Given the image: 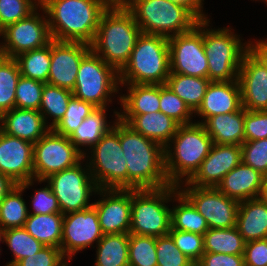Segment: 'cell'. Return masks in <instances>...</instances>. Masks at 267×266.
Segmentation results:
<instances>
[{"mask_svg": "<svg viewBox=\"0 0 267 266\" xmlns=\"http://www.w3.org/2000/svg\"><path fill=\"white\" fill-rule=\"evenodd\" d=\"M45 9L51 38L91 45L107 0H40Z\"/></svg>", "mask_w": 267, "mask_h": 266, "instance_id": "6da1fadb", "label": "cell"}, {"mask_svg": "<svg viewBox=\"0 0 267 266\" xmlns=\"http://www.w3.org/2000/svg\"><path fill=\"white\" fill-rule=\"evenodd\" d=\"M120 144L126 158L127 189H158L171 185L165 173L164 147L120 120Z\"/></svg>", "mask_w": 267, "mask_h": 266, "instance_id": "7a4b0ae2", "label": "cell"}, {"mask_svg": "<svg viewBox=\"0 0 267 266\" xmlns=\"http://www.w3.org/2000/svg\"><path fill=\"white\" fill-rule=\"evenodd\" d=\"M141 33L133 14L123 4H110L100 17L91 49L120 72Z\"/></svg>", "mask_w": 267, "mask_h": 266, "instance_id": "3957f363", "label": "cell"}, {"mask_svg": "<svg viewBox=\"0 0 267 266\" xmlns=\"http://www.w3.org/2000/svg\"><path fill=\"white\" fill-rule=\"evenodd\" d=\"M170 142L164 147L165 173L170 184L183 185L200 168L213 141L204 125L195 122L179 125Z\"/></svg>", "mask_w": 267, "mask_h": 266, "instance_id": "277c9868", "label": "cell"}, {"mask_svg": "<svg viewBox=\"0 0 267 266\" xmlns=\"http://www.w3.org/2000/svg\"><path fill=\"white\" fill-rule=\"evenodd\" d=\"M170 75L168 38L141 33L128 63L119 72L120 84H166Z\"/></svg>", "mask_w": 267, "mask_h": 266, "instance_id": "5b68a950", "label": "cell"}, {"mask_svg": "<svg viewBox=\"0 0 267 266\" xmlns=\"http://www.w3.org/2000/svg\"><path fill=\"white\" fill-rule=\"evenodd\" d=\"M178 190L173 184L158 189H131L129 233L153 237L169 235L171 208L166 204L174 200Z\"/></svg>", "mask_w": 267, "mask_h": 266, "instance_id": "8992f818", "label": "cell"}, {"mask_svg": "<svg viewBox=\"0 0 267 266\" xmlns=\"http://www.w3.org/2000/svg\"><path fill=\"white\" fill-rule=\"evenodd\" d=\"M124 6L145 34L169 38L192 30L199 22L187 8L168 0H128Z\"/></svg>", "mask_w": 267, "mask_h": 266, "instance_id": "52a82bcc", "label": "cell"}, {"mask_svg": "<svg viewBox=\"0 0 267 266\" xmlns=\"http://www.w3.org/2000/svg\"><path fill=\"white\" fill-rule=\"evenodd\" d=\"M209 22V19L203 20V45L208 59V79L238 80L242 59L249 51V43L241 42L240 35L234 34L226 27L207 29Z\"/></svg>", "mask_w": 267, "mask_h": 266, "instance_id": "ba28073f", "label": "cell"}, {"mask_svg": "<svg viewBox=\"0 0 267 266\" xmlns=\"http://www.w3.org/2000/svg\"><path fill=\"white\" fill-rule=\"evenodd\" d=\"M90 149L88 163L93 180L100 189H127V165L120 144V119Z\"/></svg>", "mask_w": 267, "mask_h": 266, "instance_id": "9c48e42d", "label": "cell"}, {"mask_svg": "<svg viewBox=\"0 0 267 266\" xmlns=\"http://www.w3.org/2000/svg\"><path fill=\"white\" fill-rule=\"evenodd\" d=\"M118 85L119 72L91 49L82 58L72 93L97 108H105L112 102V93H118Z\"/></svg>", "mask_w": 267, "mask_h": 266, "instance_id": "30bf717a", "label": "cell"}, {"mask_svg": "<svg viewBox=\"0 0 267 266\" xmlns=\"http://www.w3.org/2000/svg\"><path fill=\"white\" fill-rule=\"evenodd\" d=\"M81 164L80 162L74 167L56 172L45 180H37L39 183L44 181L49 183L62 214L93 206L89 199L99 188L87 168L88 164L84 168Z\"/></svg>", "mask_w": 267, "mask_h": 266, "instance_id": "8fae6325", "label": "cell"}, {"mask_svg": "<svg viewBox=\"0 0 267 266\" xmlns=\"http://www.w3.org/2000/svg\"><path fill=\"white\" fill-rule=\"evenodd\" d=\"M84 161V154L66 136L50 129L33 145V174L36 180L74 167Z\"/></svg>", "mask_w": 267, "mask_h": 266, "instance_id": "7c38bea8", "label": "cell"}, {"mask_svg": "<svg viewBox=\"0 0 267 266\" xmlns=\"http://www.w3.org/2000/svg\"><path fill=\"white\" fill-rule=\"evenodd\" d=\"M46 16H40L38 9L28 17L7 25L0 31L4 43L0 44V55L15 58L30 50L40 49L52 40L45 9L40 5ZM3 44V45H2Z\"/></svg>", "mask_w": 267, "mask_h": 266, "instance_id": "4fadbf2b", "label": "cell"}, {"mask_svg": "<svg viewBox=\"0 0 267 266\" xmlns=\"http://www.w3.org/2000/svg\"><path fill=\"white\" fill-rule=\"evenodd\" d=\"M170 73L208 78L203 45V20L190 31L168 38Z\"/></svg>", "mask_w": 267, "mask_h": 266, "instance_id": "5bb4252c", "label": "cell"}, {"mask_svg": "<svg viewBox=\"0 0 267 266\" xmlns=\"http://www.w3.org/2000/svg\"><path fill=\"white\" fill-rule=\"evenodd\" d=\"M187 185V186H186ZM186 188L178 185L179 191L205 218L209 229L236 226L239 202L221 193L216 187H198L185 182ZM181 189V190H180Z\"/></svg>", "mask_w": 267, "mask_h": 266, "instance_id": "9a60e30c", "label": "cell"}, {"mask_svg": "<svg viewBox=\"0 0 267 266\" xmlns=\"http://www.w3.org/2000/svg\"><path fill=\"white\" fill-rule=\"evenodd\" d=\"M104 236L96 209L89 208L64 214L60 249L68 261ZM95 241V242H94Z\"/></svg>", "mask_w": 267, "mask_h": 266, "instance_id": "2e32d148", "label": "cell"}, {"mask_svg": "<svg viewBox=\"0 0 267 266\" xmlns=\"http://www.w3.org/2000/svg\"><path fill=\"white\" fill-rule=\"evenodd\" d=\"M91 45L81 42L51 40L48 84L73 91L82 58Z\"/></svg>", "mask_w": 267, "mask_h": 266, "instance_id": "e0dca14e", "label": "cell"}, {"mask_svg": "<svg viewBox=\"0 0 267 266\" xmlns=\"http://www.w3.org/2000/svg\"><path fill=\"white\" fill-rule=\"evenodd\" d=\"M101 200L93 203L104 235L129 233L131 189H98Z\"/></svg>", "mask_w": 267, "mask_h": 266, "instance_id": "ac0fdd59", "label": "cell"}, {"mask_svg": "<svg viewBox=\"0 0 267 266\" xmlns=\"http://www.w3.org/2000/svg\"><path fill=\"white\" fill-rule=\"evenodd\" d=\"M241 162L240 145L213 143L200 168L187 182L198 187H217L223 177Z\"/></svg>", "mask_w": 267, "mask_h": 266, "instance_id": "d6986e66", "label": "cell"}, {"mask_svg": "<svg viewBox=\"0 0 267 266\" xmlns=\"http://www.w3.org/2000/svg\"><path fill=\"white\" fill-rule=\"evenodd\" d=\"M33 145L0 129V173L16 184L33 179Z\"/></svg>", "mask_w": 267, "mask_h": 266, "instance_id": "ffe728a7", "label": "cell"}, {"mask_svg": "<svg viewBox=\"0 0 267 266\" xmlns=\"http://www.w3.org/2000/svg\"><path fill=\"white\" fill-rule=\"evenodd\" d=\"M242 107L249 111H267V70L248 51L238 73Z\"/></svg>", "mask_w": 267, "mask_h": 266, "instance_id": "44dd1931", "label": "cell"}, {"mask_svg": "<svg viewBox=\"0 0 267 266\" xmlns=\"http://www.w3.org/2000/svg\"><path fill=\"white\" fill-rule=\"evenodd\" d=\"M221 193L238 202L267 194V178L259 171L241 162L216 187Z\"/></svg>", "mask_w": 267, "mask_h": 266, "instance_id": "7402d4cb", "label": "cell"}, {"mask_svg": "<svg viewBox=\"0 0 267 266\" xmlns=\"http://www.w3.org/2000/svg\"><path fill=\"white\" fill-rule=\"evenodd\" d=\"M241 108V90L238 80L211 81L202 104L194 114L203 118V121L197 122L203 124L209 117L235 112Z\"/></svg>", "mask_w": 267, "mask_h": 266, "instance_id": "603a6c76", "label": "cell"}, {"mask_svg": "<svg viewBox=\"0 0 267 266\" xmlns=\"http://www.w3.org/2000/svg\"><path fill=\"white\" fill-rule=\"evenodd\" d=\"M0 123L4 133L33 144L51 129L39 111L30 109L13 108L4 112L0 116Z\"/></svg>", "mask_w": 267, "mask_h": 266, "instance_id": "cb8c5ba5", "label": "cell"}, {"mask_svg": "<svg viewBox=\"0 0 267 266\" xmlns=\"http://www.w3.org/2000/svg\"><path fill=\"white\" fill-rule=\"evenodd\" d=\"M118 118L134 131L166 147L176 134L179 124L159 112L146 114H118Z\"/></svg>", "mask_w": 267, "mask_h": 266, "instance_id": "d4e9b609", "label": "cell"}, {"mask_svg": "<svg viewBox=\"0 0 267 266\" xmlns=\"http://www.w3.org/2000/svg\"><path fill=\"white\" fill-rule=\"evenodd\" d=\"M236 227L245 242L267 239V194L239 202Z\"/></svg>", "mask_w": 267, "mask_h": 266, "instance_id": "484cf974", "label": "cell"}, {"mask_svg": "<svg viewBox=\"0 0 267 266\" xmlns=\"http://www.w3.org/2000/svg\"><path fill=\"white\" fill-rule=\"evenodd\" d=\"M245 108L209 117L204 123L214 144L240 145L244 142Z\"/></svg>", "mask_w": 267, "mask_h": 266, "instance_id": "4316f807", "label": "cell"}, {"mask_svg": "<svg viewBox=\"0 0 267 266\" xmlns=\"http://www.w3.org/2000/svg\"><path fill=\"white\" fill-rule=\"evenodd\" d=\"M127 95L120 96L123 112L118 114H146L160 111V84H128Z\"/></svg>", "mask_w": 267, "mask_h": 266, "instance_id": "83f0119b", "label": "cell"}, {"mask_svg": "<svg viewBox=\"0 0 267 266\" xmlns=\"http://www.w3.org/2000/svg\"><path fill=\"white\" fill-rule=\"evenodd\" d=\"M36 179L17 184L0 202V227L3 230L22 228L29 216V211L22 196L23 191L34 185Z\"/></svg>", "mask_w": 267, "mask_h": 266, "instance_id": "f1b7e54d", "label": "cell"}, {"mask_svg": "<svg viewBox=\"0 0 267 266\" xmlns=\"http://www.w3.org/2000/svg\"><path fill=\"white\" fill-rule=\"evenodd\" d=\"M64 214H29L24 229L45 246L60 248Z\"/></svg>", "mask_w": 267, "mask_h": 266, "instance_id": "f546056e", "label": "cell"}, {"mask_svg": "<svg viewBox=\"0 0 267 266\" xmlns=\"http://www.w3.org/2000/svg\"><path fill=\"white\" fill-rule=\"evenodd\" d=\"M106 109V107L96 108L68 137L75 147L84 154L85 159L87 153L80 146H88L90 150L114 126V123L111 126L107 124Z\"/></svg>", "mask_w": 267, "mask_h": 266, "instance_id": "4dcf8cb0", "label": "cell"}, {"mask_svg": "<svg viewBox=\"0 0 267 266\" xmlns=\"http://www.w3.org/2000/svg\"><path fill=\"white\" fill-rule=\"evenodd\" d=\"M96 246L94 266H129V233L104 235Z\"/></svg>", "mask_w": 267, "mask_h": 266, "instance_id": "1f68e13d", "label": "cell"}, {"mask_svg": "<svg viewBox=\"0 0 267 266\" xmlns=\"http://www.w3.org/2000/svg\"><path fill=\"white\" fill-rule=\"evenodd\" d=\"M210 82L208 78L170 73L166 85L195 113L202 104Z\"/></svg>", "mask_w": 267, "mask_h": 266, "instance_id": "d6a6232c", "label": "cell"}, {"mask_svg": "<svg viewBox=\"0 0 267 266\" xmlns=\"http://www.w3.org/2000/svg\"><path fill=\"white\" fill-rule=\"evenodd\" d=\"M174 199L178 205L171 209V228L204 235L209 229L205 218L180 191L175 193Z\"/></svg>", "mask_w": 267, "mask_h": 266, "instance_id": "836d02e7", "label": "cell"}, {"mask_svg": "<svg viewBox=\"0 0 267 266\" xmlns=\"http://www.w3.org/2000/svg\"><path fill=\"white\" fill-rule=\"evenodd\" d=\"M205 253L244 255L245 241L237 227L208 229L204 233Z\"/></svg>", "mask_w": 267, "mask_h": 266, "instance_id": "e575fe53", "label": "cell"}, {"mask_svg": "<svg viewBox=\"0 0 267 266\" xmlns=\"http://www.w3.org/2000/svg\"><path fill=\"white\" fill-rule=\"evenodd\" d=\"M14 59L21 76L47 83L51 63V41L40 49L22 53Z\"/></svg>", "mask_w": 267, "mask_h": 266, "instance_id": "d590c367", "label": "cell"}, {"mask_svg": "<svg viewBox=\"0 0 267 266\" xmlns=\"http://www.w3.org/2000/svg\"><path fill=\"white\" fill-rule=\"evenodd\" d=\"M72 96L73 93L70 90L48 83L44 84L39 112L44 117L45 123H48L46 119L49 116L53 117L50 128L54 127L64 117Z\"/></svg>", "mask_w": 267, "mask_h": 266, "instance_id": "8d00e7d4", "label": "cell"}, {"mask_svg": "<svg viewBox=\"0 0 267 266\" xmlns=\"http://www.w3.org/2000/svg\"><path fill=\"white\" fill-rule=\"evenodd\" d=\"M20 76L16 60L0 55V116L15 108V91Z\"/></svg>", "mask_w": 267, "mask_h": 266, "instance_id": "74e56055", "label": "cell"}, {"mask_svg": "<svg viewBox=\"0 0 267 266\" xmlns=\"http://www.w3.org/2000/svg\"><path fill=\"white\" fill-rule=\"evenodd\" d=\"M3 241L14 256V259L8 262L10 265H16L20 260L33 256L45 246L31 236L24 227L4 230Z\"/></svg>", "mask_w": 267, "mask_h": 266, "instance_id": "f35d334b", "label": "cell"}, {"mask_svg": "<svg viewBox=\"0 0 267 266\" xmlns=\"http://www.w3.org/2000/svg\"><path fill=\"white\" fill-rule=\"evenodd\" d=\"M96 108L93 104L72 96L64 117L51 129L57 134L69 137Z\"/></svg>", "mask_w": 267, "mask_h": 266, "instance_id": "ab89813d", "label": "cell"}, {"mask_svg": "<svg viewBox=\"0 0 267 266\" xmlns=\"http://www.w3.org/2000/svg\"><path fill=\"white\" fill-rule=\"evenodd\" d=\"M129 266H157L156 237L129 233Z\"/></svg>", "mask_w": 267, "mask_h": 266, "instance_id": "60d3db41", "label": "cell"}, {"mask_svg": "<svg viewBox=\"0 0 267 266\" xmlns=\"http://www.w3.org/2000/svg\"><path fill=\"white\" fill-rule=\"evenodd\" d=\"M160 111L170 116L179 125L193 123V112L185 102L176 95L166 84L160 85ZM192 116V117H191Z\"/></svg>", "mask_w": 267, "mask_h": 266, "instance_id": "b9f144b4", "label": "cell"}, {"mask_svg": "<svg viewBox=\"0 0 267 266\" xmlns=\"http://www.w3.org/2000/svg\"><path fill=\"white\" fill-rule=\"evenodd\" d=\"M44 82L20 76L15 91V108L39 111Z\"/></svg>", "mask_w": 267, "mask_h": 266, "instance_id": "7bdbcfd3", "label": "cell"}, {"mask_svg": "<svg viewBox=\"0 0 267 266\" xmlns=\"http://www.w3.org/2000/svg\"><path fill=\"white\" fill-rule=\"evenodd\" d=\"M41 5L40 0H0V31L28 17Z\"/></svg>", "mask_w": 267, "mask_h": 266, "instance_id": "ee69618b", "label": "cell"}, {"mask_svg": "<svg viewBox=\"0 0 267 266\" xmlns=\"http://www.w3.org/2000/svg\"><path fill=\"white\" fill-rule=\"evenodd\" d=\"M157 266H194L175 245L170 235L156 237Z\"/></svg>", "mask_w": 267, "mask_h": 266, "instance_id": "f6af8a7d", "label": "cell"}, {"mask_svg": "<svg viewBox=\"0 0 267 266\" xmlns=\"http://www.w3.org/2000/svg\"><path fill=\"white\" fill-rule=\"evenodd\" d=\"M169 235L174 240L177 248L195 264L205 253L203 235L172 228L170 229Z\"/></svg>", "mask_w": 267, "mask_h": 266, "instance_id": "bcb514c9", "label": "cell"}, {"mask_svg": "<svg viewBox=\"0 0 267 266\" xmlns=\"http://www.w3.org/2000/svg\"><path fill=\"white\" fill-rule=\"evenodd\" d=\"M242 162L267 178V138L244 141L241 144Z\"/></svg>", "mask_w": 267, "mask_h": 266, "instance_id": "7dc6e473", "label": "cell"}, {"mask_svg": "<svg viewBox=\"0 0 267 266\" xmlns=\"http://www.w3.org/2000/svg\"><path fill=\"white\" fill-rule=\"evenodd\" d=\"M65 259L60 248L44 246L38 253L20 260L15 266H68L69 262Z\"/></svg>", "mask_w": 267, "mask_h": 266, "instance_id": "c3c4849f", "label": "cell"}, {"mask_svg": "<svg viewBox=\"0 0 267 266\" xmlns=\"http://www.w3.org/2000/svg\"><path fill=\"white\" fill-rule=\"evenodd\" d=\"M267 138V111L245 109L244 141Z\"/></svg>", "mask_w": 267, "mask_h": 266, "instance_id": "681fc988", "label": "cell"}, {"mask_svg": "<svg viewBox=\"0 0 267 266\" xmlns=\"http://www.w3.org/2000/svg\"><path fill=\"white\" fill-rule=\"evenodd\" d=\"M32 210L33 213L29 214H52V213H61L58 200L55 197L51 186L46 185L44 188L37 189L35 194L32 196Z\"/></svg>", "mask_w": 267, "mask_h": 266, "instance_id": "f907efd6", "label": "cell"}, {"mask_svg": "<svg viewBox=\"0 0 267 266\" xmlns=\"http://www.w3.org/2000/svg\"><path fill=\"white\" fill-rule=\"evenodd\" d=\"M245 266H267V239L245 243Z\"/></svg>", "mask_w": 267, "mask_h": 266, "instance_id": "816d5d0a", "label": "cell"}, {"mask_svg": "<svg viewBox=\"0 0 267 266\" xmlns=\"http://www.w3.org/2000/svg\"><path fill=\"white\" fill-rule=\"evenodd\" d=\"M196 266H245L244 255L204 253Z\"/></svg>", "mask_w": 267, "mask_h": 266, "instance_id": "f5cc1de1", "label": "cell"}, {"mask_svg": "<svg viewBox=\"0 0 267 266\" xmlns=\"http://www.w3.org/2000/svg\"><path fill=\"white\" fill-rule=\"evenodd\" d=\"M168 1L187 8L199 21L208 20L207 15H204L202 9L203 8L202 1L204 0H168Z\"/></svg>", "mask_w": 267, "mask_h": 266, "instance_id": "db71d44e", "label": "cell"}, {"mask_svg": "<svg viewBox=\"0 0 267 266\" xmlns=\"http://www.w3.org/2000/svg\"><path fill=\"white\" fill-rule=\"evenodd\" d=\"M249 42V51L265 66L267 70V40ZM251 42V43H250ZM255 43V44H252Z\"/></svg>", "mask_w": 267, "mask_h": 266, "instance_id": "11a10c76", "label": "cell"}, {"mask_svg": "<svg viewBox=\"0 0 267 266\" xmlns=\"http://www.w3.org/2000/svg\"><path fill=\"white\" fill-rule=\"evenodd\" d=\"M16 185L8 176L0 173V202Z\"/></svg>", "mask_w": 267, "mask_h": 266, "instance_id": "9f6ffc18", "label": "cell"}, {"mask_svg": "<svg viewBox=\"0 0 267 266\" xmlns=\"http://www.w3.org/2000/svg\"><path fill=\"white\" fill-rule=\"evenodd\" d=\"M110 4H125L128 0H107Z\"/></svg>", "mask_w": 267, "mask_h": 266, "instance_id": "6f0895ef", "label": "cell"}, {"mask_svg": "<svg viewBox=\"0 0 267 266\" xmlns=\"http://www.w3.org/2000/svg\"><path fill=\"white\" fill-rule=\"evenodd\" d=\"M2 239H4V230L0 227V241L4 243V241H2Z\"/></svg>", "mask_w": 267, "mask_h": 266, "instance_id": "680465c9", "label": "cell"}]
</instances>
